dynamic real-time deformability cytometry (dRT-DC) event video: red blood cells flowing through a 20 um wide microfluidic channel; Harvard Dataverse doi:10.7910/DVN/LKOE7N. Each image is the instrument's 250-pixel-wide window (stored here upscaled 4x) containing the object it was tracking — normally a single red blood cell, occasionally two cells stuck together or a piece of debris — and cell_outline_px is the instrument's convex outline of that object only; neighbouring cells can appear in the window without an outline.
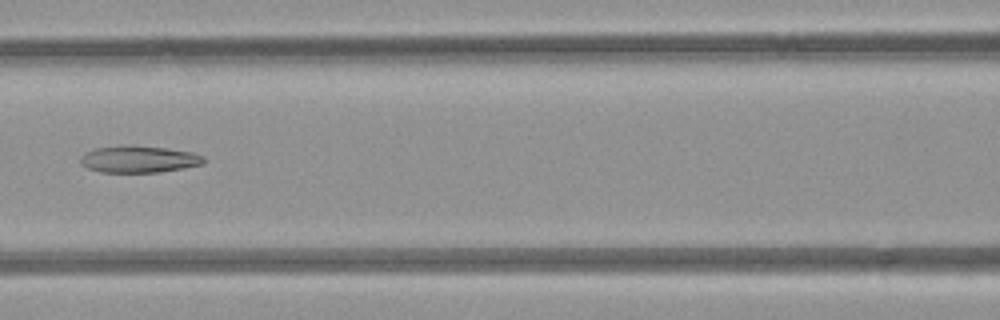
{"species": "common noctule bat (a hibernating species)", "species_latin": "Nyctalus noctula", "temperature_condition": "room temperature", "stored_images_in_passage": 4, "camera_frame_rate_fps": 3000, "um_per_image_px": 0.085, "animal": {"sex": "female", "body_mass_g": 21.9}, "frame": {"image": 1, "passage_image": 3, "time_ms": 2.333, "image_size_px": [1000, 320], "cell_outline_px": [[204, 164], [184, 168], [160, 172], [100, 172], [88, 168], [80, 160], [80, 156], [84, 152], [96, 148], [124, 144], [164, 148], [192, 152], [204, 156]], "centroid_in_image_um": [11.8, 13.52], "position_along_channel_um": 154.8, "area_um2": 19.36}}
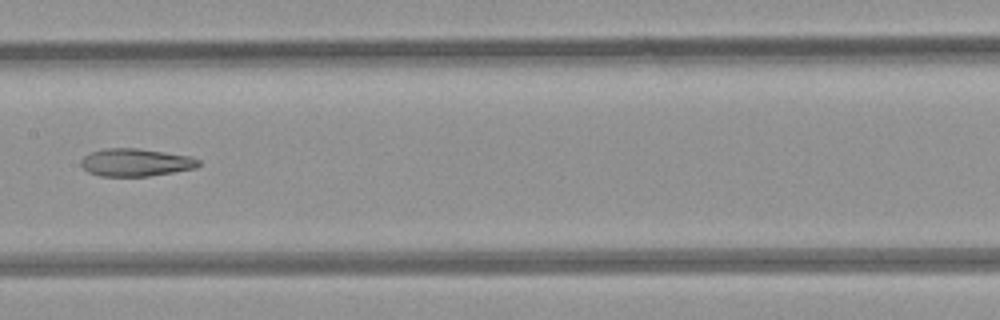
{"frame": {"image": 2, "passage_image": 4, "time_ms": 3.333, "image_size_px": [1000, 320], "cell_outline_px": [[200, 164], [196, 168], [148, 176], [100, 176], [88, 172], [80, 164], [80, 160], [84, 156], [92, 152], [108, 148], [136, 148], [164, 152], [188, 156], [200, 160]], "centroid_in_image_um": [11.52, 13.81], "position_along_channel_um": 195.9, "area_um2": 18.79}}